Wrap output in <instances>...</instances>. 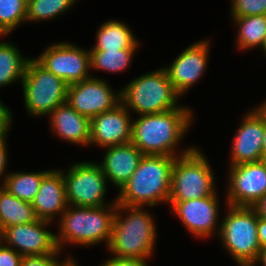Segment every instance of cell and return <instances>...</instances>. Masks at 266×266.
<instances>
[{
	"instance_id": "obj_29",
	"label": "cell",
	"mask_w": 266,
	"mask_h": 266,
	"mask_svg": "<svg viewBox=\"0 0 266 266\" xmlns=\"http://www.w3.org/2000/svg\"><path fill=\"white\" fill-rule=\"evenodd\" d=\"M232 17L266 15V0H232Z\"/></svg>"
},
{
	"instance_id": "obj_1",
	"label": "cell",
	"mask_w": 266,
	"mask_h": 266,
	"mask_svg": "<svg viewBox=\"0 0 266 266\" xmlns=\"http://www.w3.org/2000/svg\"><path fill=\"white\" fill-rule=\"evenodd\" d=\"M191 112L188 108L181 107L166 112L141 115L132 122L131 142L144 155L178 157L174 154V147L191 123Z\"/></svg>"
},
{
	"instance_id": "obj_26",
	"label": "cell",
	"mask_w": 266,
	"mask_h": 266,
	"mask_svg": "<svg viewBox=\"0 0 266 266\" xmlns=\"http://www.w3.org/2000/svg\"><path fill=\"white\" fill-rule=\"evenodd\" d=\"M136 49L90 51L91 68L118 72L127 68Z\"/></svg>"
},
{
	"instance_id": "obj_25",
	"label": "cell",
	"mask_w": 266,
	"mask_h": 266,
	"mask_svg": "<svg viewBox=\"0 0 266 266\" xmlns=\"http://www.w3.org/2000/svg\"><path fill=\"white\" fill-rule=\"evenodd\" d=\"M47 172L11 173L4 178L2 187L18 199L32 203Z\"/></svg>"
},
{
	"instance_id": "obj_34",
	"label": "cell",
	"mask_w": 266,
	"mask_h": 266,
	"mask_svg": "<svg viewBox=\"0 0 266 266\" xmlns=\"http://www.w3.org/2000/svg\"><path fill=\"white\" fill-rule=\"evenodd\" d=\"M257 235L261 249L266 247V219L258 216Z\"/></svg>"
},
{
	"instance_id": "obj_17",
	"label": "cell",
	"mask_w": 266,
	"mask_h": 266,
	"mask_svg": "<svg viewBox=\"0 0 266 266\" xmlns=\"http://www.w3.org/2000/svg\"><path fill=\"white\" fill-rule=\"evenodd\" d=\"M216 196L215 193L209 197L168 203L193 235L207 237L215 231L217 223L219 207Z\"/></svg>"
},
{
	"instance_id": "obj_6",
	"label": "cell",
	"mask_w": 266,
	"mask_h": 266,
	"mask_svg": "<svg viewBox=\"0 0 266 266\" xmlns=\"http://www.w3.org/2000/svg\"><path fill=\"white\" fill-rule=\"evenodd\" d=\"M229 212L219 227L224 246L239 266H255L261 251L258 215L253 207L228 205Z\"/></svg>"
},
{
	"instance_id": "obj_22",
	"label": "cell",
	"mask_w": 266,
	"mask_h": 266,
	"mask_svg": "<svg viewBox=\"0 0 266 266\" xmlns=\"http://www.w3.org/2000/svg\"><path fill=\"white\" fill-rule=\"evenodd\" d=\"M37 219L32 203L18 199L4 187L0 188V231L5 227L32 223Z\"/></svg>"
},
{
	"instance_id": "obj_31",
	"label": "cell",
	"mask_w": 266,
	"mask_h": 266,
	"mask_svg": "<svg viewBox=\"0 0 266 266\" xmlns=\"http://www.w3.org/2000/svg\"><path fill=\"white\" fill-rule=\"evenodd\" d=\"M57 254L23 256L20 266H58Z\"/></svg>"
},
{
	"instance_id": "obj_9",
	"label": "cell",
	"mask_w": 266,
	"mask_h": 266,
	"mask_svg": "<svg viewBox=\"0 0 266 266\" xmlns=\"http://www.w3.org/2000/svg\"><path fill=\"white\" fill-rule=\"evenodd\" d=\"M63 178L68 206H105L107 179L97 163H76Z\"/></svg>"
},
{
	"instance_id": "obj_33",
	"label": "cell",
	"mask_w": 266,
	"mask_h": 266,
	"mask_svg": "<svg viewBox=\"0 0 266 266\" xmlns=\"http://www.w3.org/2000/svg\"><path fill=\"white\" fill-rule=\"evenodd\" d=\"M12 116L8 108H6L0 102V137L7 135L8 129H10Z\"/></svg>"
},
{
	"instance_id": "obj_4",
	"label": "cell",
	"mask_w": 266,
	"mask_h": 266,
	"mask_svg": "<svg viewBox=\"0 0 266 266\" xmlns=\"http://www.w3.org/2000/svg\"><path fill=\"white\" fill-rule=\"evenodd\" d=\"M108 206L110 211H107L105 206L66 208L60 217V235L56 236L59 250L65 241L87 246L106 240L108 246L117 203L115 201Z\"/></svg>"
},
{
	"instance_id": "obj_27",
	"label": "cell",
	"mask_w": 266,
	"mask_h": 266,
	"mask_svg": "<svg viewBox=\"0 0 266 266\" xmlns=\"http://www.w3.org/2000/svg\"><path fill=\"white\" fill-rule=\"evenodd\" d=\"M76 0H27L26 21H43L60 15Z\"/></svg>"
},
{
	"instance_id": "obj_8",
	"label": "cell",
	"mask_w": 266,
	"mask_h": 266,
	"mask_svg": "<svg viewBox=\"0 0 266 266\" xmlns=\"http://www.w3.org/2000/svg\"><path fill=\"white\" fill-rule=\"evenodd\" d=\"M28 113L49 114L66 103L68 84L44 68L36 59H29L22 79Z\"/></svg>"
},
{
	"instance_id": "obj_40",
	"label": "cell",
	"mask_w": 266,
	"mask_h": 266,
	"mask_svg": "<svg viewBox=\"0 0 266 266\" xmlns=\"http://www.w3.org/2000/svg\"><path fill=\"white\" fill-rule=\"evenodd\" d=\"M265 54H266V42H265V45H264V48H263Z\"/></svg>"
},
{
	"instance_id": "obj_21",
	"label": "cell",
	"mask_w": 266,
	"mask_h": 266,
	"mask_svg": "<svg viewBox=\"0 0 266 266\" xmlns=\"http://www.w3.org/2000/svg\"><path fill=\"white\" fill-rule=\"evenodd\" d=\"M138 41L131 30L119 21L111 20L102 24L97 33V43L89 51H118L137 49Z\"/></svg>"
},
{
	"instance_id": "obj_10",
	"label": "cell",
	"mask_w": 266,
	"mask_h": 266,
	"mask_svg": "<svg viewBox=\"0 0 266 266\" xmlns=\"http://www.w3.org/2000/svg\"><path fill=\"white\" fill-rule=\"evenodd\" d=\"M44 68L68 85L88 79L90 51L69 43L53 44L36 59Z\"/></svg>"
},
{
	"instance_id": "obj_16",
	"label": "cell",
	"mask_w": 266,
	"mask_h": 266,
	"mask_svg": "<svg viewBox=\"0 0 266 266\" xmlns=\"http://www.w3.org/2000/svg\"><path fill=\"white\" fill-rule=\"evenodd\" d=\"M208 42L200 41L186 48L171 66L164 68L174 89L183 95L201 77L207 66Z\"/></svg>"
},
{
	"instance_id": "obj_38",
	"label": "cell",
	"mask_w": 266,
	"mask_h": 266,
	"mask_svg": "<svg viewBox=\"0 0 266 266\" xmlns=\"http://www.w3.org/2000/svg\"><path fill=\"white\" fill-rule=\"evenodd\" d=\"M257 261L259 262H262L263 263V266H266V247L261 249L260 253H259V256L256 260V263Z\"/></svg>"
},
{
	"instance_id": "obj_12",
	"label": "cell",
	"mask_w": 266,
	"mask_h": 266,
	"mask_svg": "<svg viewBox=\"0 0 266 266\" xmlns=\"http://www.w3.org/2000/svg\"><path fill=\"white\" fill-rule=\"evenodd\" d=\"M228 205L253 207L266 195V161L230 167Z\"/></svg>"
},
{
	"instance_id": "obj_28",
	"label": "cell",
	"mask_w": 266,
	"mask_h": 266,
	"mask_svg": "<svg viewBox=\"0 0 266 266\" xmlns=\"http://www.w3.org/2000/svg\"><path fill=\"white\" fill-rule=\"evenodd\" d=\"M27 0H0V35H6L26 20Z\"/></svg>"
},
{
	"instance_id": "obj_3",
	"label": "cell",
	"mask_w": 266,
	"mask_h": 266,
	"mask_svg": "<svg viewBox=\"0 0 266 266\" xmlns=\"http://www.w3.org/2000/svg\"><path fill=\"white\" fill-rule=\"evenodd\" d=\"M140 206L117 204L108 248L116 258L146 259L152 256L156 239L155 223ZM129 210L122 219L120 211Z\"/></svg>"
},
{
	"instance_id": "obj_15",
	"label": "cell",
	"mask_w": 266,
	"mask_h": 266,
	"mask_svg": "<svg viewBox=\"0 0 266 266\" xmlns=\"http://www.w3.org/2000/svg\"><path fill=\"white\" fill-rule=\"evenodd\" d=\"M127 108L120 103L114 109L90 119V142L101 147L131 142L132 122Z\"/></svg>"
},
{
	"instance_id": "obj_24",
	"label": "cell",
	"mask_w": 266,
	"mask_h": 266,
	"mask_svg": "<svg viewBox=\"0 0 266 266\" xmlns=\"http://www.w3.org/2000/svg\"><path fill=\"white\" fill-rule=\"evenodd\" d=\"M29 59L22 58L17 47L0 43V86L11 84L24 77Z\"/></svg>"
},
{
	"instance_id": "obj_39",
	"label": "cell",
	"mask_w": 266,
	"mask_h": 266,
	"mask_svg": "<svg viewBox=\"0 0 266 266\" xmlns=\"http://www.w3.org/2000/svg\"><path fill=\"white\" fill-rule=\"evenodd\" d=\"M76 263L73 262L72 258H68L67 261L60 263L58 266H77Z\"/></svg>"
},
{
	"instance_id": "obj_7",
	"label": "cell",
	"mask_w": 266,
	"mask_h": 266,
	"mask_svg": "<svg viewBox=\"0 0 266 266\" xmlns=\"http://www.w3.org/2000/svg\"><path fill=\"white\" fill-rule=\"evenodd\" d=\"M215 193L211 166L200 150L190 147L176 157L169 201H188Z\"/></svg>"
},
{
	"instance_id": "obj_37",
	"label": "cell",
	"mask_w": 266,
	"mask_h": 266,
	"mask_svg": "<svg viewBox=\"0 0 266 266\" xmlns=\"http://www.w3.org/2000/svg\"><path fill=\"white\" fill-rule=\"evenodd\" d=\"M262 160L266 161V102H265V131L262 141Z\"/></svg>"
},
{
	"instance_id": "obj_20",
	"label": "cell",
	"mask_w": 266,
	"mask_h": 266,
	"mask_svg": "<svg viewBox=\"0 0 266 266\" xmlns=\"http://www.w3.org/2000/svg\"><path fill=\"white\" fill-rule=\"evenodd\" d=\"M53 132L75 144H89L90 119L80 115L67 102L59 105L51 113Z\"/></svg>"
},
{
	"instance_id": "obj_32",
	"label": "cell",
	"mask_w": 266,
	"mask_h": 266,
	"mask_svg": "<svg viewBox=\"0 0 266 266\" xmlns=\"http://www.w3.org/2000/svg\"><path fill=\"white\" fill-rule=\"evenodd\" d=\"M146 259H123L113 257L101 266H147Z\"/></svg>"
},
{
	"instance_id": "obj_35",
	"label": "cell",
	"mask_w": 266,
	"mask_h": 266,
	"mask_svg": "<svg viewBox=\"0 0 266 266\" xmlns=\"http://www.w3.org/2000/svg\"><path fill=\"white\" fill-rule=\"evenodd\" d=\"M5 137L6 135L0 137V176H2L1 174H4L3 172L7 164V149L5 147Z\"/></svg>"
},
{
	"instance_id": "obj_18",
	"label": "cell",
	"mask_w": 266,
	"mask_h": 266,
	"mask_svg": "<svg viewBox=\"0 0 266 266\" xmlns=\"http://www.w3.org/2000/svg\"><path fill=\"white\" fill-rule=\"evenodd\" d=\"M32 206L36 217L47 221H52L53 216L58 212L65 211L68 203L62 171L51 170L43 176Z\"/></svg>"
},
{
	"instance_id": "obj_13",
	"label": "cell",
	"mask_w": 266,
	"mask_h": 266,
	"mask_svg": "<svg viewBox=\"0 0 266 266\" xmlns=\"http://www.w3.org/2000/svg\"><path fill=\"white\" fill-rule=\"evenodd\" d=\"M49 222L37 219L32 223L5 227L0 231V241L9 243L7 247H18L20 250L16 251L22 256L58 254L56 235L44 228Z\"/></svg>"
},
{
	"instance_id": "obj_14",
	"label": "cell",
	"mask_w": 266,
	"mask_h": 266,
	"mask_svg": "<svg viewBox=\"0 0 266 266\" xmlns=\"http://www.w3.org/2000/svg\"><path fill=\"white\" fill-rule=\"evenodd\" d=\"M264 131L265 103L244 117L233 141L230 166L262 160Z\"/></svg>"
},
{
	"instance_id": "obj_23",
	"label": "cell",
	"mask_w": 266,
	"mask_h": 266,
	"mask_svg": "<svg viewBox=\"0 0 266 266\" xmlns=\"http://www.w3.org/2000/svg\"><path fill=\"white\" fill-rule=\"evenodd\" d=\"M238 24V49L253 48L261 46L264 48L266 42V15H254L234 18Z\"/></svg>"
},
{
	"instance_id": "obj_5",
	"label": "cell",
	"mask_w": 266,
	"mask_h": 266,
	"mask_svg": "<svg viewBox=\"0 0 266 266\" xmlns=\"http://www.w3.org/2000/svg\"><path fill=\"white\" fill-rule=\"evenodd\" d=\"M121 93V103L139 115L156 114L181 108L176 105L180 94L169 81L166 70L142 75L131 81Z\"/></svg>"
},
{
	"instance_id": "obj_19",
	"label": "cell",
	"mask_w": 266,
	"mask_h": 266,
	"mask_svg": "<svg viewBox=\"0 0 266 266\" xmlns=\"http://www.w3.org/2000/svg\"><path fill=\"white\" fill-rule=\"evenodd\" d=\"M107 148L99 166L107 181L109 179L120 190L138 168L144 154L132 142Z\"/></svg>"
},
{
	"instance_id": "obj_2",
	"label": "cell",
	"mask_w": 266,
	"mask_h": 266,
	"mask_svg": "<svg viewBox=\"0 0 266 266\" xmlns=\"http://www.w3.org/2000/svg\"><path fill=\"white\" fill-rule=\"evenodd\" d=\"M175 160L174 156L144 155L138 168L120 188L116 203L142 207L169 202Z\"/></svg>"
},
{
	"instance_id": "obj_36",
	"label": "cell",
	"mask_w": 266,
	"mask_h": 266,
	"mask_svg": "<svg viewBox=\"0 0 266 266\" xmlns=\"http://www.w3.org/2000/svg\"><path fill=\"white\" fill-rule=\"evenodd\" d=\"M254 210L256 211L259 217L266 219V195L263 196L254 206Z\"/></svg>"
},
{
	"instance_id": "obj_30",
	"label": "cell",
	"mask_w": 266,
	"mask_h": 266,
	"mask_svg": "<svg viewBox=\"0 0 266 266\" xmlns=\"http://www.w3.org/2000/svg\"><path fill=\"white\" fill-rule=\"evenodd\" d=\"M1 244L0 241V266H20L23 256L14 247Z\"/></svg>"
},
{
	"instance_id": "obj_11",
	"label": "cell",
	"mask_w": 266,
	"mask_h": 266,
	"mask_svg": "<svg viewBox=\"0 0 266 266\" xmlns=\"http://www.w3.org/2000/svg\"><path fill=\"white\" fill-rule=\"evenodd\" d=\"M116 95L105 81L89 77L68 85L66 102L80 115L91 119L119 105L121 93Z\"/></svg>"
}]
</instances>
